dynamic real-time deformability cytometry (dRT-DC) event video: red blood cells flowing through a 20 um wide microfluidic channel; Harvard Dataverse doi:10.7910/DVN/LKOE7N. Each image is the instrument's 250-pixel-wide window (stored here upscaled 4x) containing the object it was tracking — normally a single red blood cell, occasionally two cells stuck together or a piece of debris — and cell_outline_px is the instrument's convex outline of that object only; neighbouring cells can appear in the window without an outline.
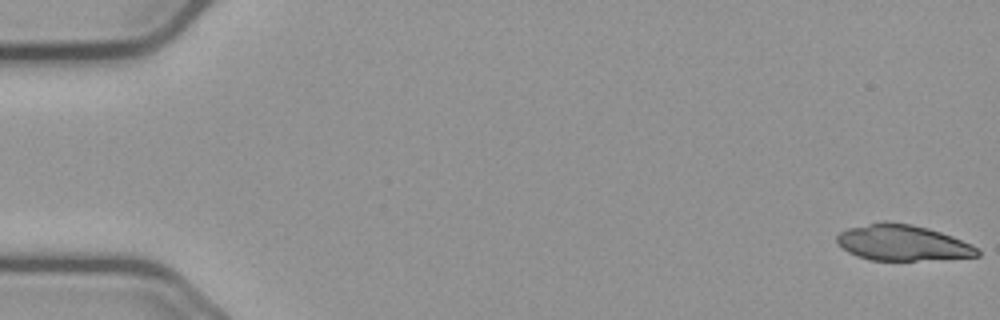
{"species": "common noctule bat (a hibernating species)", "species_latin": "Nyctalus noctula", "temperature_condition": "cold", "stored_images_in_passage": 57, "camera_frame_rate_fps": 3000, "um_per_image_px": 0.085, "animal": {"sex": "male", "body_mass_g": 23.1, "forearm_length_mm": 52.7}, "frame": {"image": 1, "passage_image": 1, "time_ms": 0.0, "image_size_px": [1000, 320], "cell_outline_px": [[980, 256], [916, 260], [872, 260], [856, 256], [848, 252], [836, 240], [836, 236], [840, 232], [848, 228], [884, 220], [888, 220], [912, 224], [928, 228], [952, 236], [972, 244], [980, 252]], "centroid_in_image_um": [76.7, 20.62], "position_along_channel_um": 8.3, "area_um2": 29.25}}
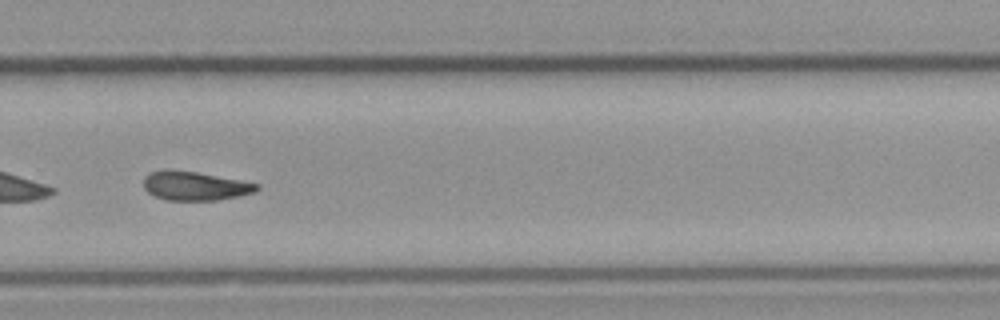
{"frame": {"image": 2, "passage_image": 39, "time_ms": 12.667, "image_size_px": [1000, 320], "cell_outline_px": [[260, 188], [256, 192], [240, 196], [216, 200], [168, 200], [156, 196], [148, 192], [144, 188], [144, 176], [148, 172], [196, 172], [240, 180], [260, 184]], "centroid_in_image_um": [16.64, 15.83], "position_along_channel_um": 313.2, "area_um2": 18.55}, "authors_computed_cell_mechanics": {"area_um2": 19.941, "velocity_mm_per_s": 3.6572, "shape_relaxation_time_tau1_ms": 7.7613, "shape_relaxation_time_tau2_ms": null, "deformation_change_tau1": 0.1735, "deformation_change_tau2": null}}